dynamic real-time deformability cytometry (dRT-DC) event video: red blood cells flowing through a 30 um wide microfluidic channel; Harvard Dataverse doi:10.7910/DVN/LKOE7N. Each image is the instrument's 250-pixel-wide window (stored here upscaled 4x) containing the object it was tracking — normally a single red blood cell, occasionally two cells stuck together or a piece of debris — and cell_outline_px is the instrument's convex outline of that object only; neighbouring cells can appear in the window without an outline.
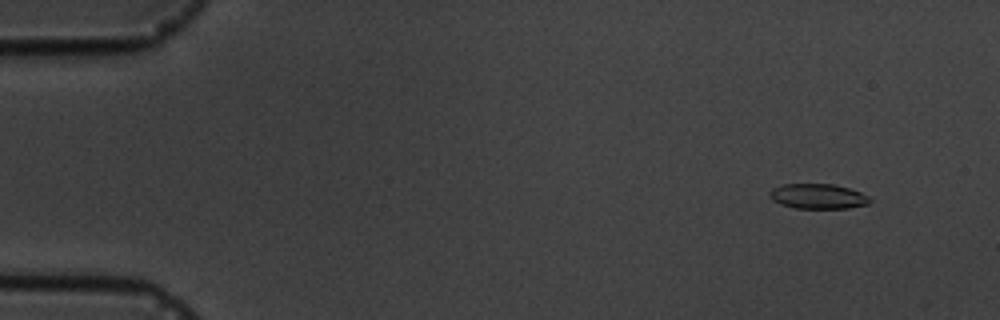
{"species": "common noctule bat (a hibernating species)", "species_latin": "Nyctalus noctula", "temperature_condition": "cold", "stored_images_in_passage": 11, "camera_frame_rate_fps": 3000, "um_per_image_px": 0.085, "animal": {"sex": "male", "body_mass_g": 19.5, "forearm_length_mm": 54.6}, "frame": {"image": 1, "passage_image": 2, "time_ms": 1.333, "image_size_px": [1000, 320], "cell_outline_px": [[872, 200], [868, 204], [848, 208], [796, 208], [780, 204], [772, 200], [768, 196], [768, 192], [772, 188], [784, 184], [832, 184], [848, 188], [860, 192], [868, 196]], "centroid_in_image_um": [69.49, 16.69], "position_along_channel_um": 15.5, "area_um2": 14.62}}
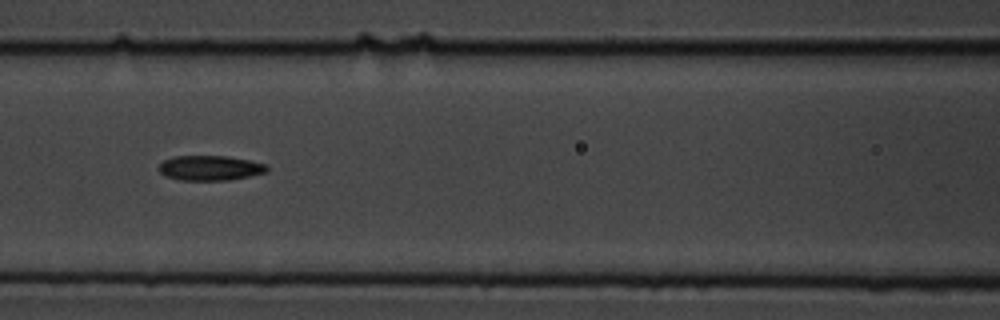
{"frame": {"image": 2, "passage_image": 8, "time_ms": 8.0, "image_size_px": [1000, 320], "cell_outline_px": [[268, 172], [228, 180], [180, 180], [164, 176], [160, 172], [160, 164], [164, 160], [176, 156], [228, 156], [248, 160], [264, 164], [268, 168]], "centroid_in_image_um": [17.84, 14.28], "position_along_channel_um": 148.8, "area_um2": 15.55}}
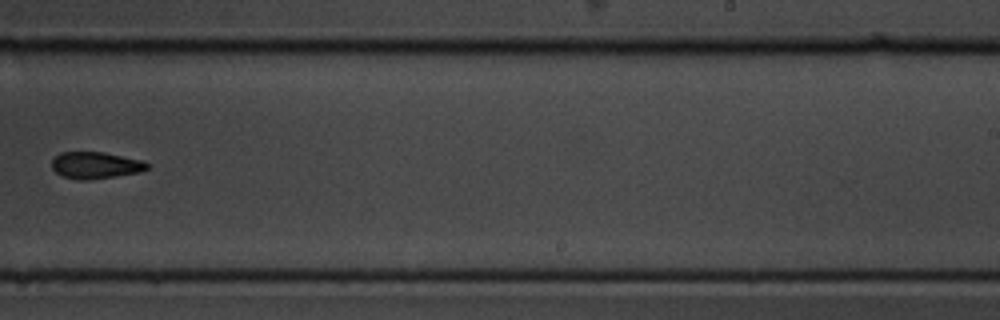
{"frame": {"image": 3, "passage_image": 11, "time_ms": 11.667, "image_size_px": [1000, 320], "cell_outline_px": [[152, 164], [148, 168], [140, 172], [116, 176], [88, 180], [80, 180], [64, 176], [56, 172], [52, 168], [52, 160], [60, 152], [104, 152], [144, 160]], "centroid_in_image_um": [8.18, 14.04], "position_along_channel_um": 280.8, "area_um2": 14.97}}